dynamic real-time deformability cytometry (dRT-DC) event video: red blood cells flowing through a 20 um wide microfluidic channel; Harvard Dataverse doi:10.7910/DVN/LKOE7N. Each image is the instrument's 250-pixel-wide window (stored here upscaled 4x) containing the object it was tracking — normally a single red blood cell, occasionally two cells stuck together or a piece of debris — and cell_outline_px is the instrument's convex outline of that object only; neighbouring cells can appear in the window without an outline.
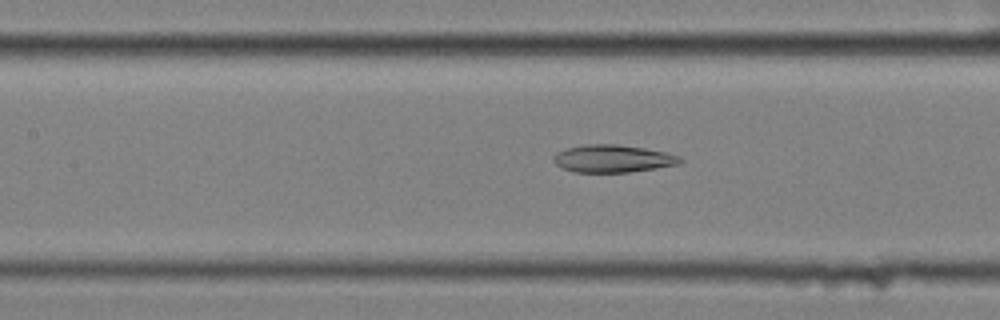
{"species": "common noctule bat (a hibernating species)", "species_latin": "Nyctalus noctula", "temperature_condition": "cold", "stored_images_in_passage": 39, "camera_frame_rate_fps": 3000, "um_per_image_px": 0.085, "animal": {"sex": "female", "body_mass_g": 25.1}, "frame": {"image": 1, "passage_image": 12, "time_ms": 3.667, "image_size_px": [1000, 320], "cell_outline_px": [[684, 160], [676, 164], [656, 168], [628, 172], [572, 172], [556, 164], [552, 160], [552, 156], [556, 152], [568, 148], [584, 144], [616, 144], [644, 148], [664, 152], [680, 156]], "centroid_in_image_um": [52.05, 13.48], "position_along_channel_um": 155.4, "area_um2": 20.23}}
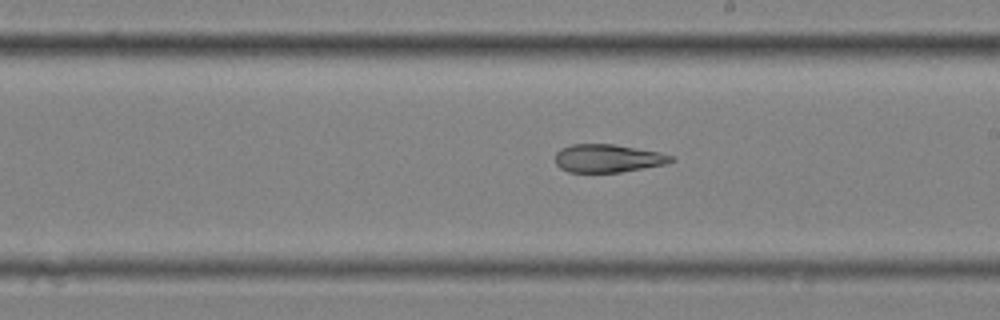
{"frame": {"image": 2, "passage_image": 19, "time_ms": 6.0, "image_size_px": [1000, 320], "cell_outline_px": [[676, 160], [664, 164], [620, 172], [568, 172], [560, 168], [556, 164], [556, 152], [560, 148], [572, 144], [612, 144], [660, 152], [672, 156]], "centroid_in_image_um": [51.64, 13.45], "position_along_channel_um": 237.4, "area_um2": 18.84}}
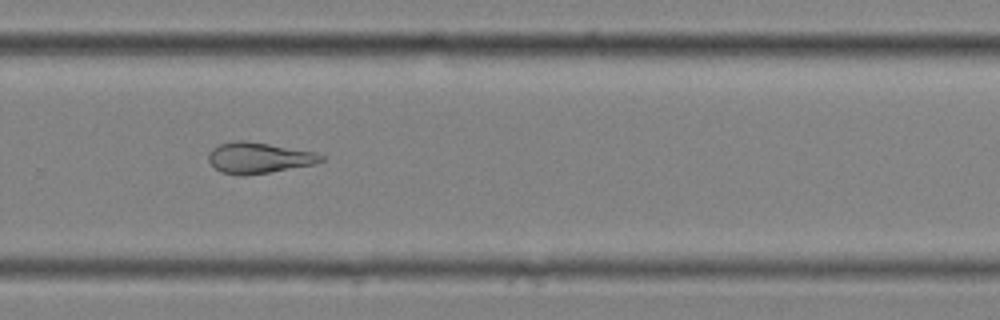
{"frame": {"image": 3, "passage_image": 25, "time_ms": 8.0, "image_size_px": [1000, 320], "cell_outline_px": [[324, 160], [316, 164], [268, 172], [240, 176], [220, 172], [208, 160], [208, 152], [212, 148], [220, 144], [236, 140], [244, 140], [316, 152], [324, 156]], "centroid_in_image_um": [21.99, 13.41], "position_along_channel_um": 307.8, "area_um2": 20.23}, "authors_computed_cell_mechanics": {"area_um2": 20.6924, "velocity_mm_per_s": 3.5241, "shape_relaxation_time_tau1_ms": null, "shape_relaxation_time_tau2_ms": 4.5888, "deformation_change_tau1": null, "deformation_change_tau2": 0.1335}}